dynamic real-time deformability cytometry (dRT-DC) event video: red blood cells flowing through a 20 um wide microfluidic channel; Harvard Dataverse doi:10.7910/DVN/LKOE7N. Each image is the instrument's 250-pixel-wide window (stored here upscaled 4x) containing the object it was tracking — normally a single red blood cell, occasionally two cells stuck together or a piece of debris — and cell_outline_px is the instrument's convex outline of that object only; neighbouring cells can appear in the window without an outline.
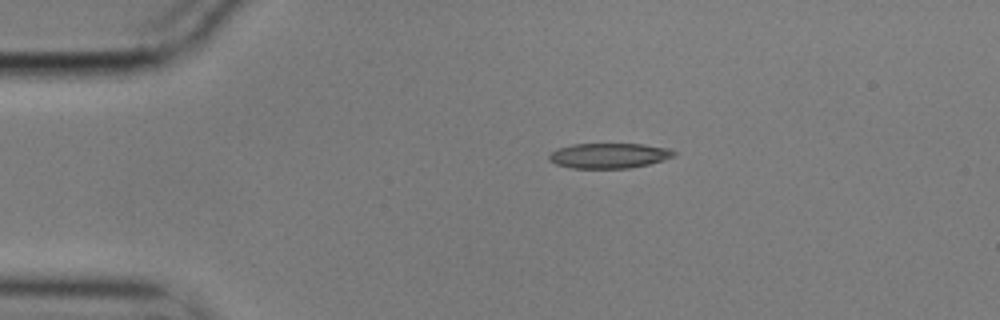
{"species": "common noctule bat (a hibernating species)", "species_latin": "Nyctalus noctula", "temperature_condition": "cold", "stored_images_in_passage": 46, "camera_frame_rate_fps": 3000, "um_per_image_px": 0.085, "animal": {"sex": "male", "body_mass_g": 17.9}, "frame": {"image": 1, "passage_image": 1, "time_ms": 0.0, "image_size_px": [1000, 320], "cell_outline_px": [[676, 156], [664, 160], [648, 164], [628, 168], [572, 168], [556, 164], [548, 160], [548, 156], [556, 148], [572, 144], [644, 144], [668, 148], [676, 152]], "centroid_in_image_um": [51.76, 13.22], "position_along_channel_um": 33.2, "area_um2": 18.38}}
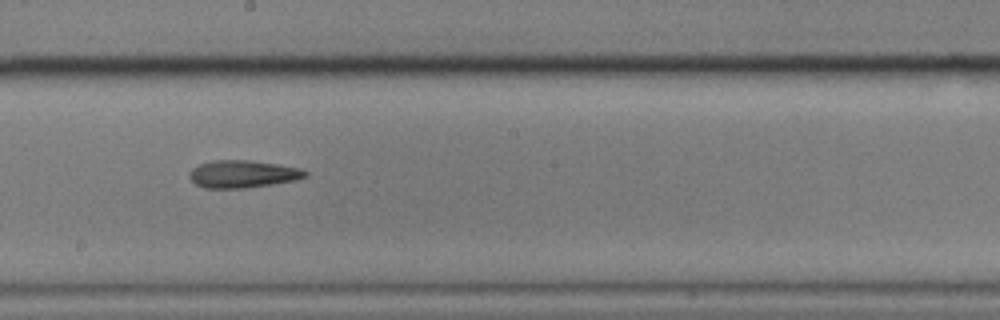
{"frame": {"image": 2, "passage_image": 21, "time_ms": 6.667, "image_size_px": [1000, 320], "cell_outline_px": [[308, 176], [296, 180], [248, 188], [204, 188], [196, 184], [188, 176], [188, 172], [192, 168], [200, 164], [212, 160], [248, 160], [276, 164], [300, 168], [308, 172]], "centroid_in_image_um": [20.62, 14.79], "position_along_channel_um": 227.6, "area_um2": 18.61}}
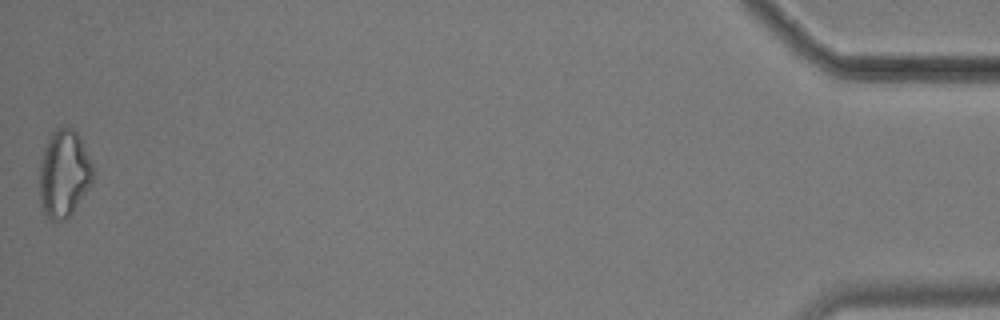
{"frame": {"image": 3, "passage_image": 46, "time_ms": 15.0, "image_size_px": [1000, 320], "cell_outline_px": [[92, 184], [72, 212], [64, 220], [48, 220], [40, 204], [40, 160], [48, 136], [56, 128], [72, 128], [76, 132], [92, 164]], "centroid_in_image_um": [5.41, 14.78], "position_along_channel_um": 429.8, "area_um2": 26.93}, "authors_computed_cell_mechanics": {"area_um2": 18.7272, "velocity_mm_per_s": 3.543, "shape_relaxation_time_tau1_ms": null, "shape_relaxation_time_tau2_ms": 8.4457, "deformation_change_tau1": null, "deformation_change_tau2": 0.2081}}